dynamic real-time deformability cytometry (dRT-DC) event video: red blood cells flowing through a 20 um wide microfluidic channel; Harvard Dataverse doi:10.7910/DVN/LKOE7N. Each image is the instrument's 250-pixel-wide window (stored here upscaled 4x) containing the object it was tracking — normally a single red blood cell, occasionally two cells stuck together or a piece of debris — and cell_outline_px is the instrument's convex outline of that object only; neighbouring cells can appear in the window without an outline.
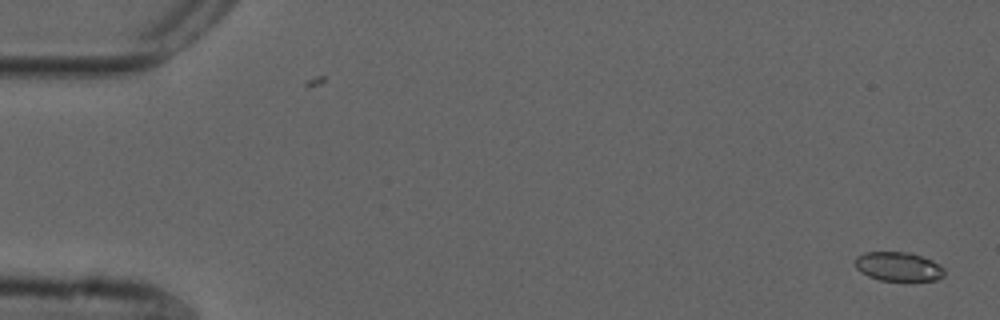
{"species": "common noctule bat (a hibernating species)", "species_latin": "Nyctalus noctula", "temperature_condition": "cold", "stored_images_in_passage": 16, "camera_frame_rate_fps": 3000, "um_per_image_px": 0.085, "animal": {"sex": "male", "forearm_length_mm": 52.5}, "frame": {"image": 1, "passage_image": 1, "time_ms": 0.0, "image_size_px": [1000, 320], "cell_outline_px": [[944, 276], [936, 280], [880, 280], [868, 276], [860, 272], [856, 268], [856, 256], [864, 252], [912, 252], [932, 260], [940, 264], [944, 268]], "centroid_in_image_um": [76.37, 22.64], "position_along_channel_um": 8.6, "area_um2": 15.2}}
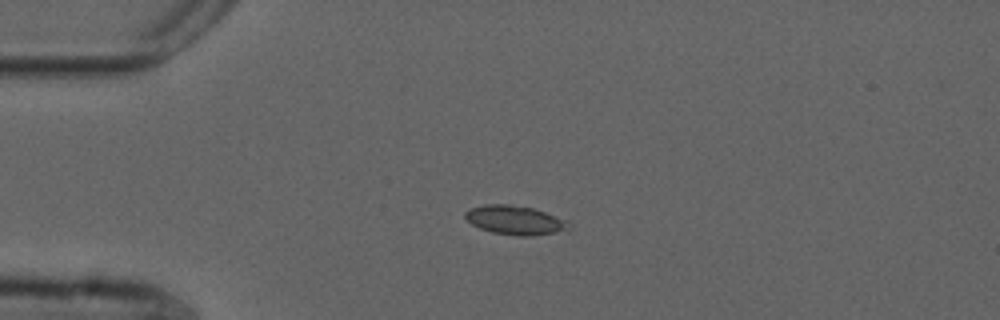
{"frame": {"image": 2, "passage_image": 13, "time_ms": 4.0, "image_size_px": [1000, 320], "cell_outline_px": [[572, 228], [568, 232], [532, 236], [516, 236], [492, 232], [480, 228], [472, 224], [464, 216], [464, 212], [472, 208], [484, 204], [512, 204], [532, 208], [568, 220]], "centroid_in_image_um": [43.87, 18.73], "position_along_channel_um": 41.1, "area_um2": 17.92}}